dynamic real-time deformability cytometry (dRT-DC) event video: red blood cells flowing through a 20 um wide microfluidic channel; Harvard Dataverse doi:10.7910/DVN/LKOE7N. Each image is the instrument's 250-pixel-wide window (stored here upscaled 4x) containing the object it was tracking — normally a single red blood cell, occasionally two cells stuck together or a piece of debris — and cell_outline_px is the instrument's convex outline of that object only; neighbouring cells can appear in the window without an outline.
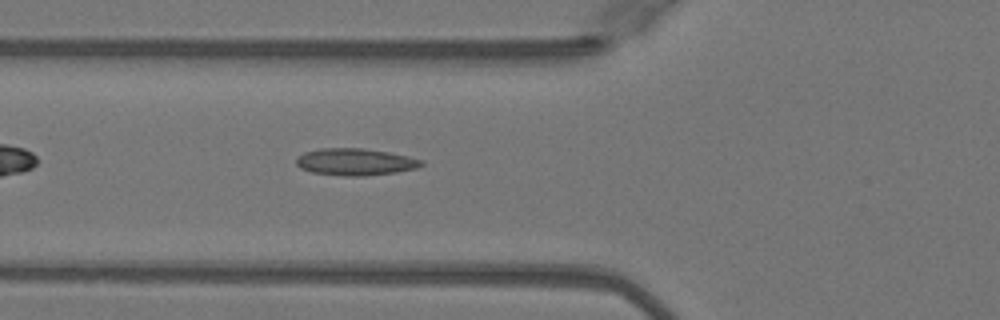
{"species": "Egyptian fruit bat (a non-hibernating species)", "species_latin": "Rousettus aegyptiacus", "temperature_condition": "warm", "stored_images_in_passage": 36, "camera_frame_rate_fps": 3000, "um_per_image_px": 0.085, "animal": {"sex": "female"}, "frame": {"image": 1, "passage_image": 6, "time_ms": 1.667, "image_size_px": [1000, 320], "cell_outline_px": [[424, 164], [416, 168], [396, 172], [364, 176], [344, 176], [312, 172], [300, 168], [296, 164], [296, 156], [304, 152], [320, 148], [360, 148], [388, 152], [408, 156], [424, 160]], "centroid_in_image_um": [30.18, 13.76], "position_along_channel_um": 95.6, "area_um2": 19.71}}
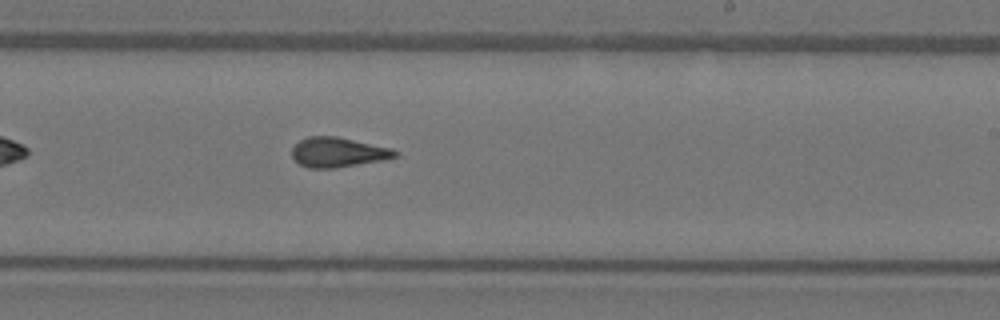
{"frame": {"image": 2, "passage_image": 18, "time_ms": 5.667, "image_size_px": [1000, 320], "cell_outline_px": [[400, 156], [380, 160], [336, 168], [308, 168], [300, 164], [292, 156], [292, 148], [300, 140], [308, 136], [336, 136], [392, 148], [400, 152]], "centroid_in_image_um": [28.75, 12.94], "position_along_channel_um": 260.3, "area_um2": 17.86}}
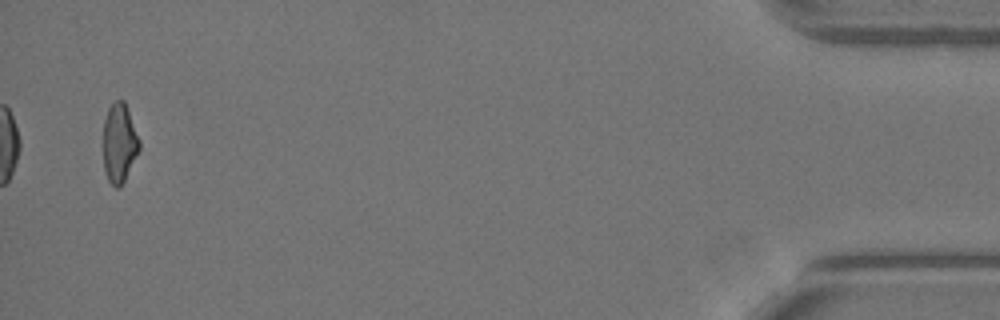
{"frame": {"image": 3, "passage_image": 36, "time_ms": 11.667, "image_size_px": [1000, 320], "cell_outline_px": [[140, 148], [124, 180], [116, 188], [108, 180], [104, 168], [104, 120], [108, 108], [116, 100], [124, 100], [140, 140]], "centroid_in_image_um": [10.14, 12.12], "position_along_channel_um": 425.1, "area_um2": 16.3}, "authors_computed_cell_mechanics": {"area_um2": 17.5423, "velocity_mm_per_s": 4.1074, "shape_relaxation_time_tau1_ms": null, "shape_relaxation_time_tau2_ms": 1.5786, "deformation_change_tau1": null, "deformation_change_tau2": 0.0992}}